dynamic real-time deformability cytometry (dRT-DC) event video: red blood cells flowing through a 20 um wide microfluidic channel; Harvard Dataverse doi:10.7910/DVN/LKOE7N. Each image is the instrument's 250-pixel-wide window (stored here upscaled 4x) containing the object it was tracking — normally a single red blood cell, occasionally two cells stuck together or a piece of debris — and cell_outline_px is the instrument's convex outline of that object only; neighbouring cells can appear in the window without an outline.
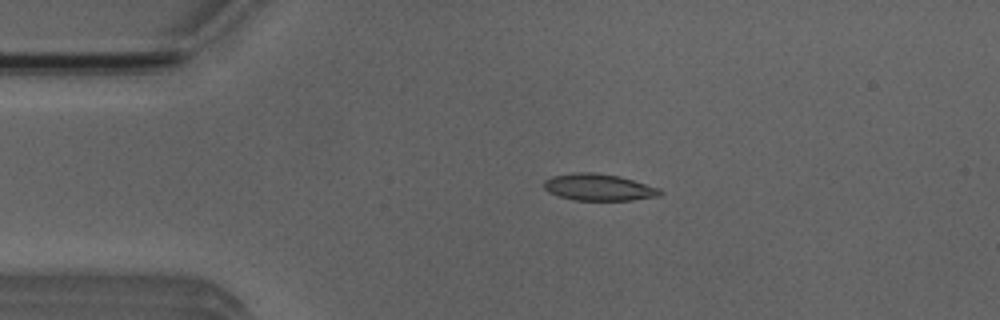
{"species": "Egyptian fruit bat (a non-hibernating species)", "species_latin": "Rousettus aegyptiacus", "temperature_condition": "room temperature", "stored_images_in_passage": 4, "camera_frame_rate_fps": 3000, "um_per_image_px": 0.085, "animal": {"sex": "male"}, "frame": {"image": 1, "passage_image": 3, "time_ms": 2.0, "image_size_px": [1000, 320], "cell_outline_px": [[664, 192], [660, 196], [632, 200], [572, 200], [548, 192], [544, 188], [544, 180], [552, 176], [572, 172], [596, 172], [620, 176], [660, 188]], "centroid_in_image_um": [50.9, 15.91], "position_along_channel_um": 34.1, "area_um2": 18.32}}